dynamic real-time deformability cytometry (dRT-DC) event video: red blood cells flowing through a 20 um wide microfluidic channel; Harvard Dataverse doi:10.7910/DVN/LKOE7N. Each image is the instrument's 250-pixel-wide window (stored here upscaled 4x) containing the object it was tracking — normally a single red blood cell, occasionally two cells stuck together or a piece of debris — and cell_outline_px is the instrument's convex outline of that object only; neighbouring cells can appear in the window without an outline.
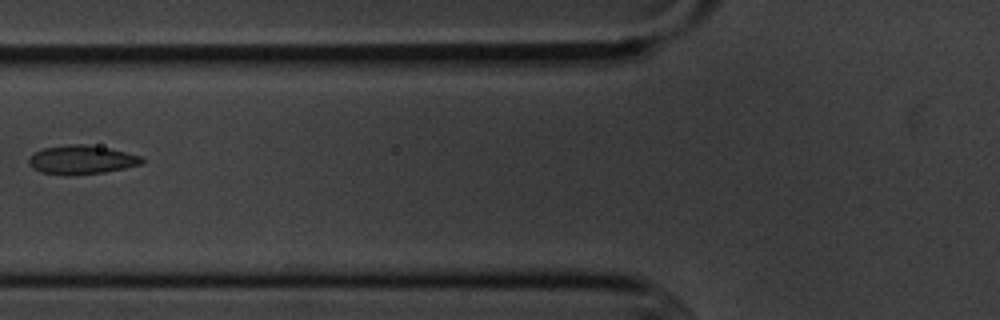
{"species": "common noctule bat (a hibernating species)", "species_latin": "Nyctalus noctula", "temperature_condition": "cold", "stored_images_in_passage": 3, "camera_frame_rate_fps": 3000, "um_per_image_px": 0.085, "animal": {"sex": "male", "body_mass_g": 20.1, "forearm_length_mm": 53.5}, "frame": {"image": 1, "passage_image": 2, "time_ms": 1.333, "image_size_px": [1000, 320], "cell_outline_px": [[144, 160], [140, 164], [124, 168], [104, 172], [40, 172], [32, 168], [28, 164], [28, 156], [32, 152], [44, 148], [68, 144], [88, 144], [108, 148], [144, 156]], "centroid_in_image_um": [6.93, 13.52], "position_along_channel_um": 118.9, "area_um2": 18.38}}
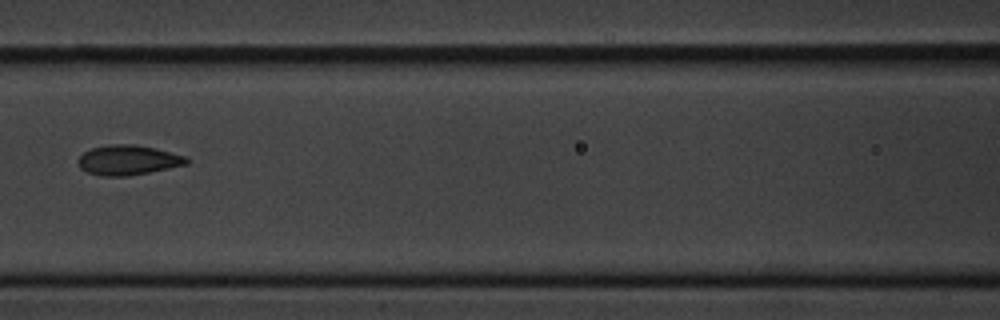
{"frame": {"image": 2, "passage_image": 3, "time_ms": 2.333, "image_size_px": [1000, 320], "cell_outline_px": [[192, 160], [188, 164], [128, 176], [100, 176], [88, 172], [80, 168], [76, 160], [84, 152], [92, 148], [108, 144], [132, 144], [156, 148], [188, 156]], "centroid_in_image_um": [10.91, 13.6], "position_along_channel_um": 155.7, "area_um2": 19.07}}